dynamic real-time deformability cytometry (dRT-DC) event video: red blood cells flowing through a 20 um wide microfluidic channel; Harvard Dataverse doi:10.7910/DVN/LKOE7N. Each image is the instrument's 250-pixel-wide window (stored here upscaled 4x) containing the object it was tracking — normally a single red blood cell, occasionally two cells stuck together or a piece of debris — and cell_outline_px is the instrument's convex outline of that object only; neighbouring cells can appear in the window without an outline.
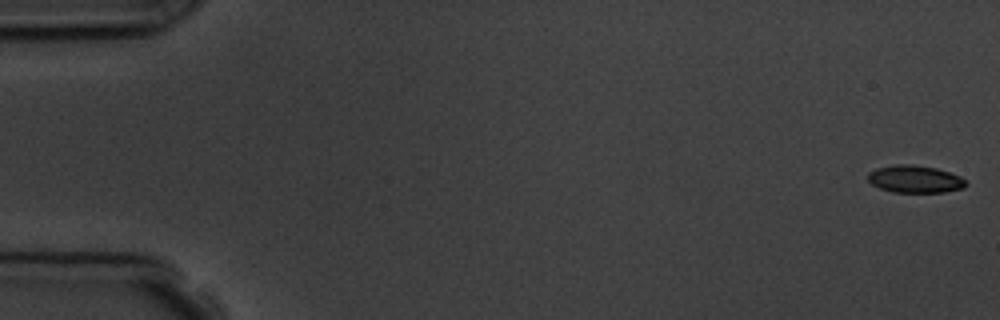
{"species": "common noctule bat (a hibernating species)", "species_latin": "Nyctalus noctula", "temperature_condition": "room temperature", "stored_images_in_passage": 10, "camera_frame_rate_fps": 3000, "um_per_image_px": 0.085, "animal": {"sex": "male", "body_mass_g": 19.5, "forearm_length_mm": 54.6}, "frame": {"image": 1, "passage_image": 1, "time_ms": 0.0, "image_size_px": [1000, 320], "cell_outline_px": [[968, 184], [964, 188], [944, 192], [892, 192], [880, 188], [872, 184], [868, 180], [868, 172], [876, 168], [896, 164], [912, 164], [936, 168], [960, 176]], "centroid_in_image_um": [77.76, 15.22], "position_along_channel_um": 7.2, "area_um2": 15.66}}
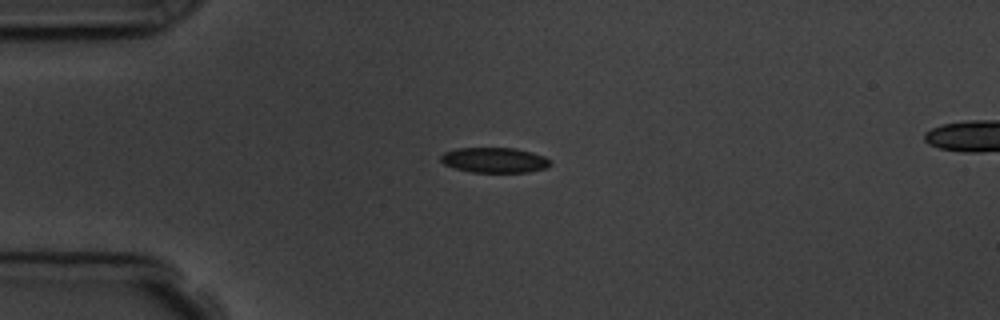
{"frame": {"image": 2, "passage_image": 5, "time_ms": 4.333, "image_size_px": [1000, 320], "cell_outline_px": [[552, 164], [548, 168], [528, 172], [472, 172], [456, 168], [444, 164], [440, 160], [440, 156], [444, 152], [456, 148], [516, 148], [532, 152], [544, 156], [552, 160]], "centroid_in_image_um": [42.07, 13.6], "position_along_channel_um": 42.9, "area_um2": 16.24}}